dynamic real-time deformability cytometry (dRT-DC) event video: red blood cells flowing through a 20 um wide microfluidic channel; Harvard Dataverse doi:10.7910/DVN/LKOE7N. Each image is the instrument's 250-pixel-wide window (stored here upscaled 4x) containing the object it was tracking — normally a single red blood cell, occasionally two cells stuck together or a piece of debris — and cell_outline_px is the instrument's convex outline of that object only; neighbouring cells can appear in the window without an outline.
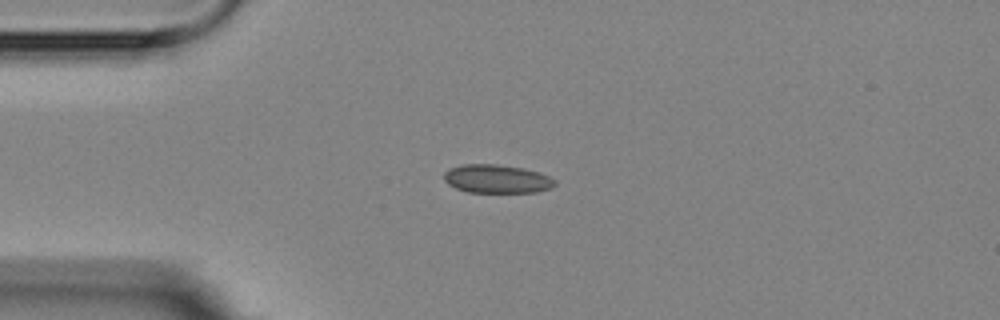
{"species": "Egyptian fruit bat (a non-hibernating species)", "species_latin": "Rousettus aegyptiacus", "temperature_condition": "room temperature", "stored_images_in_passage": 5, "camera_frame_rate_fps": 3000, "um_per_image_px": 0.085, "animal": {"sex": "female"}, "frame": {"image": 1, "passage_image": 3, "time_ms": 3.333, "image_size_px": [1000, 320], "cell_outline_px": [[556, 184], [552, 188], [536, 192], [468, 192], [456, 188], [448, 184], [444, 180], [444, 172], [448, 168], [464, 164], [496, 164], [524, 168], [540, 172], [556, 180]], "centroid_in_image_um": [42.24, 15.2], "position_along_channel_um": 42.8, "area_um2": 18.55}}
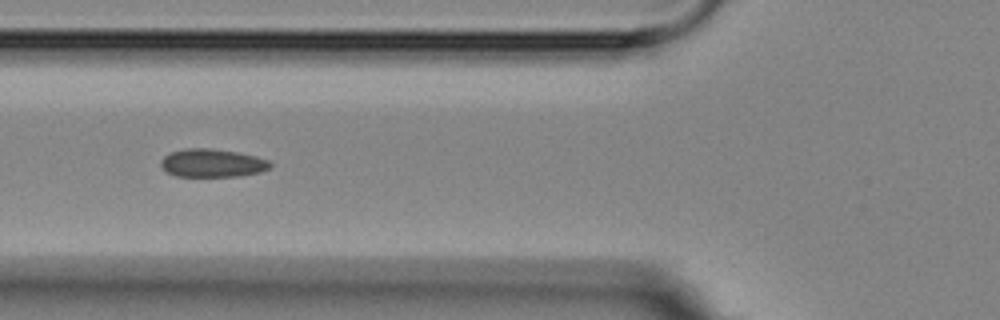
{"frame": {"image": 2, "passage_image": 5, "time_ms": 5.667, "image_size_px": [1000, 320], "cell_outline_px": [[272, 164], [268, 168], [260, 172], [240, 176], [176, 176], [168, 172], [160, 164], [160, 160], [164, 156], [172, 152], [188, 148], [212, 148], [236, 152], [256, 156], [268, 160]], "centroid_in_image_um": [18.05, 13.85], "position_along_channel_um": 107.8, "area_um2": 17.8}}